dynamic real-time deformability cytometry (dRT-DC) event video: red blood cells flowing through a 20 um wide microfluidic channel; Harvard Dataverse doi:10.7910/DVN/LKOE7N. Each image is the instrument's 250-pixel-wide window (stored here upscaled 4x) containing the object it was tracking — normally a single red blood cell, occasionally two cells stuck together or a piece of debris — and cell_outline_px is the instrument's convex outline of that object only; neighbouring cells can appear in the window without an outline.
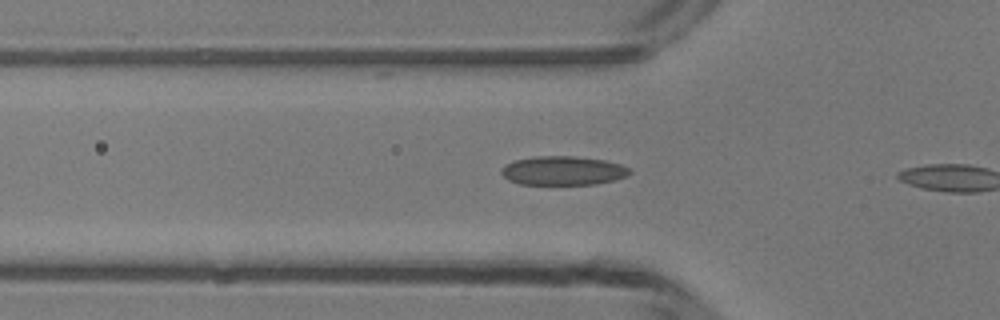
{"species": "common noctule bat (a hibernating species)", "species_latin": "Nyctalus noctula", "temperature_condition": "room temperature", "stored_images_in_passage": 7, "camera_frame_rate_fps": 3000, "um_per_image_px": 0.085, "animal": {"sex": "male", "body_mass_g": 13.3}, "frame": {"image": 1, "passage_image": 6, "time_ms": 1.667, "image_size_px": [1000, 320], "cell_outline_px": [[632, 172], [616, 180], [596, 184], [520, 184], [508, 180], [500, 172], [504, 164], [516, 160], [536, 156], [572, 156], [604, 160], [620, 164], [628, 168]], "centroid_in_image_um": [47.84, 14.51], "position_along_channel_um": 78.0, "area_um2": 21.56}}